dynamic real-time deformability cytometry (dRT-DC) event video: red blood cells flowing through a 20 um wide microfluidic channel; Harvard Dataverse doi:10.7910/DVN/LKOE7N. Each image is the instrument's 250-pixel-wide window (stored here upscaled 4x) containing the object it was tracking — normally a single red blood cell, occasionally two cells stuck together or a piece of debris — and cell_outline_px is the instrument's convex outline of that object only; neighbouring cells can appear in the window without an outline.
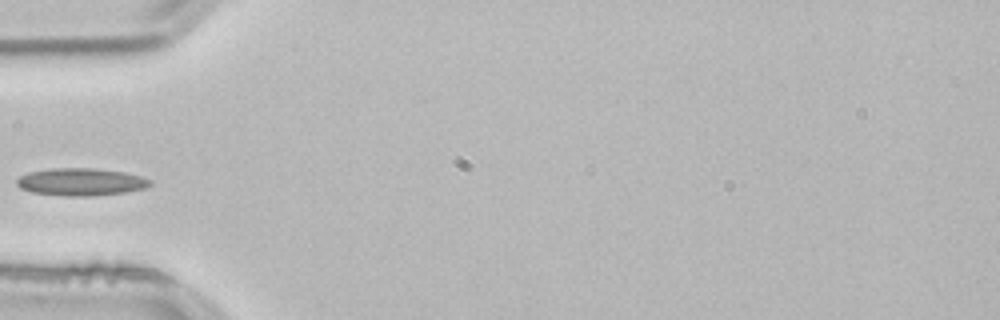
{"species": "common noctule bat (a hibernating species)", "species_latin": "Nyctalus noctula", "temperature_condition": "room temperature", "stored_images_in_passage": 26, "camera_frame_rate_fps": 3000, "um_per_image_px": 0.085, "animal": {"sex": "male", "body_mass_g": 21.5, "forearm_length_mm": 52.0}, "frame": {"image": 1, "passage_image": 1, "time_ms": 0.0, "image_size_px": [1000, 320], "cell_outline_px": [[152, 184], [144, 188], [124, 192], [92, 196], [64, 196], [32, 192], [20, 188], [16, 184], [16, 180], [20, 176], [28, 172], [52, 168], [92, 168], [124, 172], [140, 176], [152, 180]], "centroid_in_image_um": [6.86, 15.46], "position_along_channel_um": 78.1, "area_um2": 21.33}}
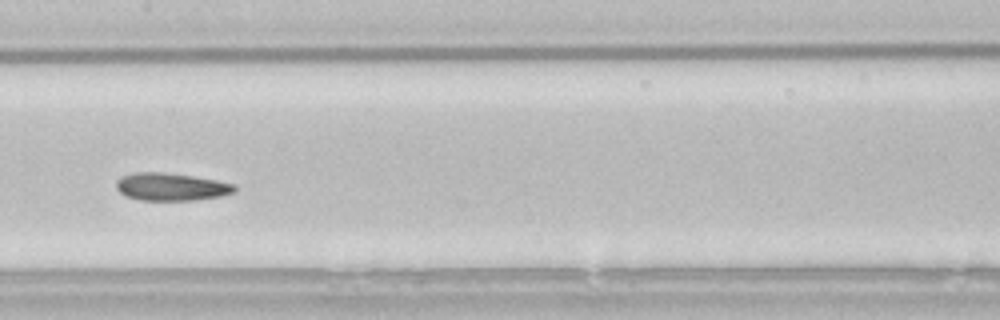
{"frame": {"image": 2, "passage_image": 10, "time_ms": 3.0, "image_size_px": [1000, 320], "cell_outline_px": [[236, 192], [220, 196], [196, 200], [140, 200], [128, 196], [120, 192], [116, 188], [116, 180], [120, 176], [136, 172], [164, 172], [192, 176], [216, 180], [236, 184]], "centroid_in_image_um": [14.55, 15.87], "position_along_channel_um": 192.8, "area_um2": 19.13}}
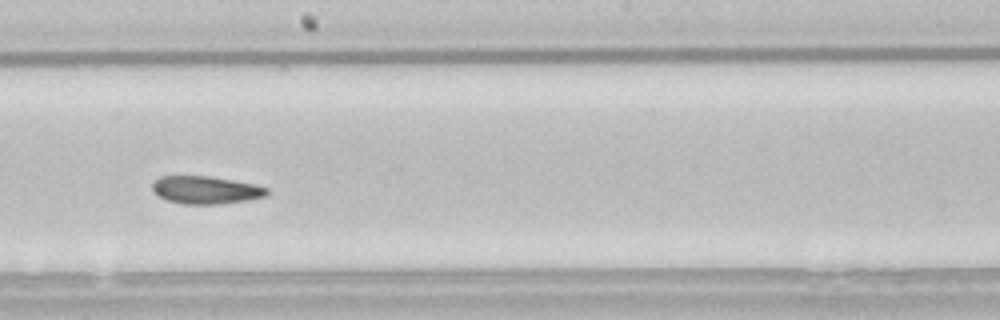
{"frame": {"image": 3, "passage_image": 13, "time_ms": 4.0, "image_size_px": [1000, 320], "cell_outline_px": [[268, 192], [264, 196], [248, 200], [220, 204], [184, 204], [168, 200], [160, 196], [152, 188], [152, 184], [160, 176], [208, 176], [232, 180], [252, 184], [268, 188]], "centroid_in_image_um": [17.49, 16.15], "position_along_channel_um": 230.7, "area_um2": 18.21}}